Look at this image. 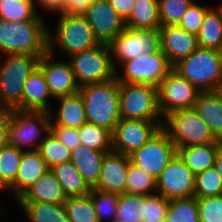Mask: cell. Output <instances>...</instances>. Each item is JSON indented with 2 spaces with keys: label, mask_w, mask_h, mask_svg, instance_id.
Returning <instances> with one entry per match:
<instances>
[{
  "label": "cell",
  "mask_w": 222,
  "mask_h": 222,
  "mask_svg": "<svg viewBox=\"0 0 222 222\" xmlns=\"http://www.w3.org/2000/svg\"><path fill=\"white\" fill-rule=\"evenodd\" d=\"M45 20L6 21L0 19V56L44 55L48 52L49 27Z\"/></svg>",
  "instance_id": "cell-1"
},
{
  "label": "cell",
  "mask_w": 222,
  "mask_h": 222,
  "mask_svg": "<svg viewBox=\"0 0 222 222\" xmlns=\"http://www.w3.org/2000/svg\"><path fill=\"white\" fill-rule=\"evenodd\" d=\"M78 93L84 103L87 122L113 132L116 124L122 119L117 78L83 85Z\"/></svg>",
  "instance_id": "cell-2"
},
{
  "label": "cell",
  "mask_w": 222,
  "mask_h": 222,
  "mask_svg": "<svg viewBox=\"0 0 222 222\" xmlns=\"http://www.w3.org/2000/svg\"><path fill=\"white\" fill-rule=\"evenodd\" d=\"M41 57L19 53L0 56V111L21 110L24 84Z\"/></svg>",
  "instance_id": "cell-3"
},
{
  "label": "cell",
  "mask_w": 222,
  "mask_h": 222,
  "mask_svg": "<svg viewBox=\"0 0 222 222\" xmlns=\"http://www.w3.org/2000/svg\"><path fill=\"white\" fill-rule=\"evenodd\" d=\"M57 16L54 32L51 33L49 28L48 33L50 53L57 55L55 51L60 49L59 53L62 52L68 58L100 44L83 15L61 13Z\"/></svg>",
  "instance_id": "cell-4"
},
{
  "label": "cell",
  "mask_w": 222,
  "mask_h": 222,
  "mask_svg": "<svg viewBox=\"0 0 222 222\" xmlns=\"http://www.w3.org/2000/svg\"><path fill=\"white\" fill-rule=\"evenodd\" d=\"M201 92H214L222 80V51L198 47L173 66Z\"/></svg>",
  "instance_id": "cell-5"
},
{
  "label": "cell",
  "mask_w": 222,
  "mask_h": 222,
  "mask_svg": "<svg viewBox=\"0 0 222 222\" xmlns=\"http://www.w3.org/2000/svg\"><path fill=\"white\" fill-rule=\"evenodd\" d=\"M50 114L44 111H8L7 145L22 151L38 150L50 132Z\"/></svg>",
  "instance_id": "cell-6"
},
{
  "label": "cell",
  "mask_w": 222,
  "mask_h": 222,
  "mask_svg": "<svg viewBox=\"0 0 222 222\" xmlns=\"http://www.w3.org/2000/svg\"><path fill=\"white\" fill-rule=\"evenodd\" d=\"M162 129L168 134L177 149L220 142L194 107L166 115L163 118Z\"/></svg>",
  "instance_id": "cell-7"
},
{
  "label": "cell",
  "mask_w": 222,
  "mask_h": 222,
  "mask_svg": "<svg viewBox=\"0 0 222 222\" xmlns=\"http://www.w3.org/2000/svg\"><path fill=\"white\" fill-rule=\"evenodd\" d=\"M119 105L122 119L163 121L155 86L119 82Z\"/></svg>",
  "instance_id": "cell-8"
},
{
  "label": "cell",
  "mask_w": 222,
  "mask_h": 222,
  "mask_svg": "<svg viewBox=\"0 0 222 222\" xmlns=\"http://www.w3.org/2000/svg\"><path fill=\"white\" fill-rule=\"evenodd\" d=\"M68 60L80 87L116 78V69L107 44L100 43L91 49L73 54Z\"/></svg>",
  "instance_id": "cell-9"
},
{
  "label": "cell",
  "mask_w": 222,
  "mask_h": 222,
  "mask_svg": "<svg viewBox=\"0 0 222 222\" xmlns=\"http://www.w3.org/2000/svg\"><path fill=\"white\" fill-rule=\"evenodd\" d=\"M113 65L117 69L130 59L142 53L153 54L161 51L159 29H131L124 30L108 44Z\"/></svg>",
  "instance_id": "cell-10"
},
{
  "label": "cell",
  "mask_w": 222,
  "mask_h": 222,
  "mask_svg": "<svg viewBox=\"0 0 222 222\" xmlns=\"http://www.w3.org/2000/svg\"><path fill=\"white\" fill-rule=\"evenodd\" d=\"M172 69L173 66L162 51L153 54L142 53L136 58L125 61L117 69L116 78L119 82L148 84L158 87L161 80Z\"/></svg>",
  "instance_id": "cell-11"
},
{
  "label": "cell",
  "mask_w": 222,
  "mask_h": 222,
  "mask_svg": "<svg viewBox=\"0 0 222 222\" xmlns=\"http://www.w3.org/2000/svg\"><path fill=\"white\" fill-rule=\"evenodd\" d=\"M201 91L172 69L157 87L158 107L163 118L181 109L193 108Z\"/></svg>",
  "instance_id": "cell-12"
},
{
  "label": "cell",
  "mask_w": 222,
  "mask_h": 222,
  "mask_svg": "<svg viewBox=\"0 0 222 222\" xmlns=\"http://www.w3.org/2000/svg\"><path fill=\"white\" fill-rule=\"evenodd\" d=\"M177 154V148L161 128L148 142L129 155L136 167L145 170L155 179Z\"/></svg>",
  "instance_id": "cell-13"
},
{
  "label": "cell",
  "mask_w": 222,
  "mask_h": 222,
  "mask_svg": "<svg viewBox=\"0 0 222 222\" xmlns=\"http://www.w3.org/2000/svg\"><path fill=\"white\" fill-rule=\"evenodd\" d=\"M162 124L163 121L121 119L112 132L113 151L129 156L148 142Z\"/></svg>",
  "instance_id": "cell-14"
},
{
  "label": "cell",
  "mask_w": 222,
  "mask_h": 222,
  "mask_svg": "<svg viewBox=\"0 0 222 222\" xmlns=\"http://www.w3.org/2000/svg\"><path fill=\"white\" fill-rule=\"evenodd\" d=\"M195 174L176 154L156 178V193L165 199L194 196Z\"/></svg>",
  "instance_id": "cell-15"
},
{
  "label": "cell",
  "mask_w": 222,
  "mask_h": 222,
  "mask_svg": "<svg viewBox=\"0 0 222 222\" xmlns=\"http://www.w3.org/2000/svg\"><path fill=\"white\" fill-rule=\"evenodd\" d=\"M56 55L49 51L42 55L38 67L42 70L52 97L58 98L78 93V85L72 65L66 60L56 59ZM56 59V61H55Z\"/></svg>",
  "instance_id": "cell-16"
},
{
  "label": "cell",
  "mask_w": 222,
  "mask_h": 222,
  "mask_svg": "<svg viewBox=\"0 0 222 222\" xmlns=\"http://www.w3.org/2000/svg\"><path fill=\"white\" fill-rule=\"evenodd\" d=\"M82 15L102 44L108 45L125 28V21L110 6L108 0H95Z\"/></svg>",
  "instance_id": "cell-17"
},
{
  "label": "cell",
  "mask_w": 222,
  "mask_h": 222,
  "mask_svg": "<svg viewBox=\"0 0 222 222\" xmlns=\"http://www.w3.org/2000/svg\"><path fill=\"white\" fill-rule=\"evenodd\" d=\"M159 32L161 51L172 66L181 59L188 57L198 48L197 36L185 31L178 25L161 26Z\"/></svg>",
  "instance_id": "cell-18"
},
{
  "label": "cell",
  "mask_w": 222,
  "mask_h": 222,
  "mask_svg": "<svg viewBox=\"0 0 222 222\" xmlns=\"http://www.w3.org/2000/svg\"><path fill=\"white\" fill-rule=\"evenodd\" d=\"M130 162L129 156L124 154L114 151L106 153L103 157L99 181L94 188L104 192L125 193Z\"/></svg>",
  "instance_id": "cell-19"
},
{
  "label": "cell",
  "mask_w": 222,
  "mask_h": 222,
  "mask_svg": "<svg viewBox=\"0 0 222 222\" xmlns=\"http://www.w3.org/2000/svg\"><path fill=\"white\" fill-rule=\"evenodd\" d=\"M49 170L38 150L23 151L15 182L6 190L17 200L34 182Z\"/></svg>",
  "instance_id": "cell-20"
},
{
  "label": "cell",
  "mask_w": 222,
  "mask_h": 222,
  "mask_svg": "<svg viewBox=\"0 0 222 222\" xmlns=\"http://www.w3.org/2000/svg\"><path fill=\"white\" fill-rule=\"evenodd\" d=\"M50 100H54V98L49 91L42 70L38 67L30 74L24 84L21 110L44 111L49 113L52 106V102H49Z\"/></svg>",
  "instance_id": "cell-21"
},
{
  "label": "cell",
  "mask_w": 222,
  "mask_h": 222,
  "mask_svg": "<svg viewBox=\"0 0 222 222\" xmlns=\"http://www.w3.org/2000/svg\"><path fill=\"white\" fill-rule=\"evenodd\" d=\"M67 196L55 174L49 169L34 182L16 202H43L65 205Z\"/></svg>",
  "instance_id": "cell-22"
},
{
  "label": "cell",
  "mask_w": 222,
  "mask_h": 222,
  "mask_svg": "<svg viewBox=\"0 0 222 222\" xmlns=\"http://www.w3.org/2000/svg\"><path fill=\"white\" fill-rule=\"evenodd\" d=\"M55 101L58 105L55 107L57 109H51L49 112L51 125L79 129L83 124L87 123L84 103L79 93L61 96L55 98Z\"/></svg>",
  "instance_id": "cell-23"
},
{
  "label": "cell",
  "mask_w": 222,
  "mask_h": 222,
  "mask_svg": "<svg viewBox=\"0 0 222 222\" xmlns=\"http://www.w3.org/2000/svg\"><path fill=\"white\" fill-rule=\"evenodd\" d=\"M106 153L109 152L95 151L84 145H79L71 151L70 161L90 188H94L99 181L103 157Z\"/></svg>",
  "instance_id": "cell-24"
},
{
  "label": "cell",
  "mask_w": 222,
  "mask_h": 222,
  "mask_svg": "<svg viewBox=\"0 0 222 222\" xmlns=\"http://www.w3.org/2000/svg\"><path fill=\"white\" fill-rule=\"evenodd\" d=\"M217 152L218 143L185 146L177 149L179 157L195 175L214 167Z\"/></svg>",
  "instance_id": "cell-25"
},
{
  "label": "cell",
  "mask_w": 222,
  "mask_h": 222,
  "mask_svg": "<svg viewBox=\"0 0 222 222\" xmlns=\"http://www.w3.org/2000/svg\"><path fill=\"white\" fill-rule=\"evenodd\" d=\"M194 109L206 122L214 136L222 141V99L215 92H201Z\"/></svg>",
  "instance_id": "cell-26"
},
{
  "label": "cell",
  "mask_w": 222,
  "mask_h": 222,
  "mask_svg": "<svg viewBox=\"0 0 222 222\" xmlns=\"http://www.w3.org/2000/svg\"><path fill=\"white\" fill-rule=\"evenodd\" d=\"M27 222H70L65 205L43 202H16Z\"/></svg>",
  "instance_id": "cell-27"
},
{
  "label": "cell",
  "mask_w": 222,
  "mask_h": 222,
  "mask_svg": "<svg viewBox=\"0 0 222 222\" xmlns=\"http://www.w3.org/2000/svg\"><path fill=\"white\" fill-rule=\"evenodd\" d=\"M197 42L198 47L222 51V12L217 5L207 10L197 35Z\"/></svg>",
  "instance_id": "cell-28"
},
{
  "label": "cell",
  "mask_w": 222,
  "mask_h": 222,
  "mask_svg": "<svg viewBox=\"0 0 222 222\" xmlns=\"http://www.w3.org/2000/svg\"><path fill=\"white\" fill-rule=\"evenodd\" d=\"M67 197L85 196L91 188L70 160L51 168Z\"/></svg>",
  "instance_id": "cell-29"
},
{
  "label": "cell",
  "mask_w": 222,
  "mask_h": 222,
  "mask_svg": "<svg viewBox=\"0 0 222 222\" xmlns=\"http://www.w3.org/2000/svg\"><path fill=\"white\" fill-rule=\"evenodd\" d=\"M125 27L131 29H159L161 27L158 0H135Z\"/></svg>",
  "instance_id": "cell-30"
},
{
  "label": "cell",
  "mask_w": 222,
  "mask_h": 222,
  "mask_svg": "<svg viewBox=\"0 0 222 222\" xmlns=\"http://www.w3.org/2000/svg\"><path fill=\"white\" fill-rule=\"evenodd\" d=\"M81 145L101 152H112V132L102 126L83 124L79 129Z\"/></svg>",
  "instance_id": "cell-31"
},
{
  "label": "cell",
  "mask_w": 222,
  "mask_h": 222,
  "mask_svg": "<svg viewBox=\"0 0 222 222\" xmlns=\"http://www.w3.org/2000/svg\"><path fill=\"white\" fill-rule=\"evenodd\" d=\"M144 218V195L119 194L114 222H142Z\"/></svg>",
  "instance_id": "cell-32"
},
{
  "label": "cell",
  "mask_w": 222,
  "mask_h": 222,
  "mask_svg": "<svg viewBox=\"0 0 222 222\" xmlns=\"http://www.w3.org/2000/svg\"><path fill=\"white\" fill-rule=\"evenodd\" d=\"M23 156L17 147L6 145L0 149V188L5 192L14 182Z\"/></svg>",
  "instance_id": "cell-33"
},
{
  "label": "cell",
  "mask_w": 222,
  "mask_h": 222,
  "mask_svg": "<svg viewBox=\"0 0 222 222\" xmlns=\"http://www.w3.org/2000/svg\"><path fill=\"white\" fill-rule=\"evenodd\" d=\"M0 19L6 21L45 20L38 15L33 0H0Z\"/></svg>",
  "instance_id": "cell-34"
},
{
  "label": "cell",
  "mask_w": 222,
  "mask_h": 222,
  "mask_svg": "<svg viewBox=\"0 0 222 222\" xmlns=\"http://www.w3.org/2000/svg\"><path fill=\"white\" fill-rule=\"evenodd\" d=\"M165 222H200L197 197L170 199Z\"/></svg>",
  "instance_id": "cell-35"
},
{
  "label": "cell",
  "mask_w": 222,
  "mask_h": 222,
  "mask_svg": "<svg viewBox=\"0 0 222 222\" xmlns=\"http://www.w3.org/2000/svg\"><path fill=\"white\" fill-rule=\"evenodd\" d=\"M125 193L151 195L156 193V179L145 170L136 167L131 162L126 178Z\"/></svg>",
  "instance_id": "cell-36"
},
{
  "label": "cell",
  "mask_w": 222,
  "mask_h": 222,
  "mask_svg": "<svg viewBox=\"0 0 222 222\" xmlns=\"http://www.w3.org/2000/svg\"><path fill=\"white\" fill-rule=\"evenodd\" d=\"M90 198L99 222H114L119 194L91 188Z\"/></svg>",
  "instance_id": "cell-37"
},
{
  "label": "cell",
  "mask_w": 222,
  "mask_h": 222,
  "mask_svg": "<svg viewBox=\"0 0 222 222\" xmlns=\"http://www.w3.org/2000/svg\"><path fill=\"white\" fill-rule=\"evenodd\" d=\"M65 207L70 222H99L90 193L85 196L67 197Z\"/></svg>",
  "instance_id": "cell-38"
},
{
  "label": "cell",
  "mask_w": 222,
  "mask_h": 222,
  "mask_svg": "<svg viewBox=\"0 0 222 222\" xmlns=\"http://www.w3.org/2000/svg\"><path fill=\"white\" fill-rule=\"evenodd\" d=\"M38 151L49 169L71 158V151L51 132L41 142Z\"/></svg>",
  "instance_id": "cell-39"
},
{
  "label": "cell",
  "mask_w": 222,
  "mask_h": 222,
  "mask_svg": "<svg viewBox=\"0 0 222 222\" xmlns=\"http://www.w3.org/2000/svg\"><path fill=\"white\" fill-rule=\"evenodd\" d=\"M218 195H222V177L215 166L195 175V197L204 198Z\"/></svg>",
  "instance_id": "cell-40"
},
{
  "label": "cell",
  "mask_w": 222,
  "mask_h": 222,
  "mask_svg": "<svg viewBox=\"0 0 222 222\" xmlns=\"http://www.w3.org/2000/svg\"><path fill=\"white\" fill-rule=\"evenodd\" d=\"M195 0H158L161 26L177 25Z\"/></svg>",
  "instance_id": "cell-41"
},
{
  "label": "cell",
  "mask_w": 222,
  "mask_h": 222,
  "mask_svg": "<svg viewBox=\"0 0 222 222\" xmlns=\"http://www.w3.org/2000/svg\"><path fill=\"white\" fill-rule=\"evenodd\" d=\"M211 6L212 5L205 6L195 0L189 6L188 10L185 12L182 19L177 25L185 31L197 36L200 31L205 14Z\"/></svg>",
  "instance_id": "cell-42"
},
{
  "label": "cell",
  "mask_w": 222,
  "mask_h": 222,
  "mask_svg": "<svg viewBox=\"0 0 222 222\" xmlns=\"http://www.w3.org/2000/svg\"><path fill=\"white\" fill-rule=\"evenodd\" d=\"M200 222H222V195L197 198Z\"/></svg>",
  "instance_id": "cell-43"
},
{
  "label": "cell",
  "mask_w": 222,
  "mask_h": 222,
  "mask_svg": "<svg viewBox=\"0 0 222 222\" xmlns=\"http://www.w3.org/2000/svg\"><path fill=\"white\" fill-rule=\"evenodd\" d=\"M145 218L144 220H165L169 200L162 195L154 193L144 195Z\"/></svg>",
  "instance_id": "cell-44"
},
{
  "label": "cell",
  "mask_w": 222,
  "mask_h": 222,
  "mask_svg": "<svg viewBox=\"0 0 222 222\" xmlns=\"http://www.w3.org/2000/svg\"><path fill=\"white\" fill-rule=\"evenodd\" d=\"M50 132L60 140L70 151L81 145L77 128L60 125H50Z\"/></svg>",
  "instance_id": "cell-45"
},
{
  "label": "cell",
  "mask_w": 222,
  "mask_h": 222,
  "mask_svg": "<svg viewBox=\"0 0 222 222\" xmlns=\"http://www.w3.org/2000/svg\"><path fill=\"white\" fill-rule=\"evenodd\" d=\"M33 1L36 12L40 16H43L40 10H43V12L46 11V13L52 12L54 14H61L64 11V0H33ZM38 7L40 10H38Z\"/></svg>",
  "instance_id": "cell-46"
},
{
  "label": "cell",
  "mask_w": 222,
  "mask_h": 222,
  "mask_svg": "<svg viewBox=\"0 0 222 222\" xmlns=\"http://www.w3.org/2000/svg\"><path fill=\"white\" fill-rule=\"evenodd\" d=\"M94 1L95 0H66L63 13L82 15Z\"/></svg>",
  "instance_id": "cell-47"
},
{
  "label": "cell",
  "mask_w": 222,
  "mask_h": 222,
  "mask_svg": "<svg viewBox=\"0 0 222 222\" xmlns=\"http://www.w3.org/2000/svg\"><path fill=\"white\" fill-rule=\"evenodd\" d=\"M108 2L118 15L126 21L131 15L135 0H108Z\"/></svg>",
  "instance_id": "cell-48"
},
{
  "label": "cell",
  "mask_w": 222,
  "mask_h": 222,
  "mask_svg": "<svg viewBox=\"0 0 222 222\" xmlns=\"http://www.w3.org/2000/svg\"><path fill=\"white\" fill-rule=\"evenodd\" d=\"M8 111H0V149L7 145Z\"/></svg>",
  "instance_id": "cell-49"
},
{
  "label": "cell",
  "mask_w": 222,
  "mask_h": 222,
  "mask_svg": "<svg viewBox=\"0 0 222 222\" xmlns=\"http://www.w3.org/2000/svg\"><path fill=\"white\" fill-rule=\"evenodd\" d=\"M214 166L217 169L220 176L222 177V141L218 143V152L216 155V161Z\"/></svg>",
  "instance_id": "cell-50"
},
{
  "label": "cell",
  "mask_w": 222,
  "mask_h": 222,
  "mask_svg": "<svg viewBox=\"0 0 222 222\" xmlns=\"http://www.w3.org/2000/svg\"><path fill=\"white\" fill-rule=\"evenodd\" d=\"M214 92L222 99V80L219 82Z\"/></svg>",
  "instance_id": "cell-51"
},
{
  "label": "cell",
  "mask_w": 222,
  "mask_h": 222,
  "mask_svg": "<svg viewBox=\"0 0 222 222\" xmlns=\"http://www.w3.org/2000/svg\"><path fill=\"white\" fill-rule=\"evenodd\" d=\"M142 222H165V220H143Z\"/></svg>",
  "instance_id": "cell-52"
},
{
  "label": "cell",
  "mask_w": 222,
  "mask_h": 222,
  "mask_svg": "<svg viewBox=\"0 0 222 222\" xmlns=\"http://www.w3.org/2000/svg\"><path fill=\"white\" fill-rule=\"evenodd\" d=\"M214 5H217L221 9V12H222V0L221 2H219V4H214Z\"/></svg>",
  "instance_id": "cell-53"
}]
</instances>
